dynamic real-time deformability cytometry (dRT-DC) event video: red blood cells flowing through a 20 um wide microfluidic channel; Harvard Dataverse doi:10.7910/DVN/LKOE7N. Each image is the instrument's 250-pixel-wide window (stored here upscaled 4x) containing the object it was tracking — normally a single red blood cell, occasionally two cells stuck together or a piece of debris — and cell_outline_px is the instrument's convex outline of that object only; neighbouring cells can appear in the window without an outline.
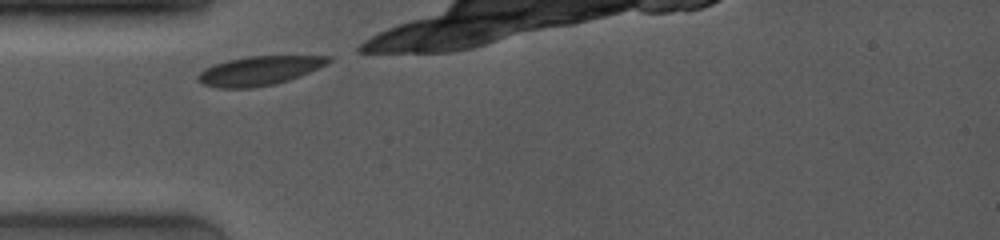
{"species": "common noctule bat (a hibernating species)", "species_latin": "Nyctalus noctula", "temperature_condition": "room temperature", "stored_images_in_passage": 15, "camera_frame_rate_fps": 4000, "um_per_image_px": 0.085, "animal": {"sex": "female", "body_mass_g": 19.0, "forearm_length_mm": 53.3}, "frame": {"image": 1, "passage_image": 1, "time_ms": 0.0, "image_size_px": [1000, 240], "cell_outline_px": [[332, 60], [308, 72], [288, 80], [276, 84], [252, 88], [216, 88], [204, 84], [196, 80], [196, 76], [204, 68], [228, 60], [248, 56], [332, 56]], "centroid_in_image_um": [21.97, 6.02], "position_along_channel_um": 63.0, "area_um2": 21.91}}
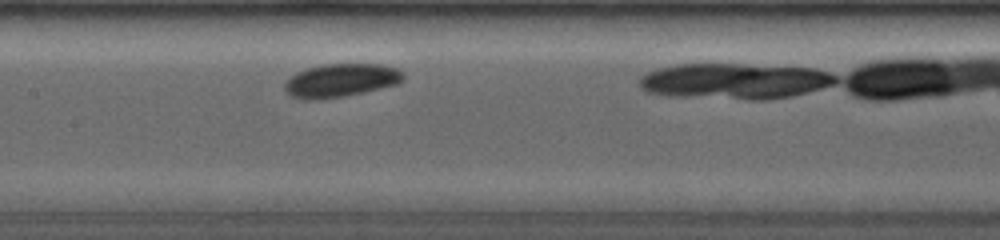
{"frame": {"image": 2, "passage_image": 9, "time_ms": 3.0, "image_size_px": [1000, 240], "cell_outline_px": [[404, 80], [400, 84], [364, 92], [344, 96], [316, 100], [304, 100], [288, 96], [284, 88], [284, 84], [296, 72], [308, 68], [324, 64], [380, 64], [396, 68], [404, 72]], "centroid_in_image_um": [28.98, 6.84], "position_along_channel_um": 178.4, "area_um2": 23.29}}